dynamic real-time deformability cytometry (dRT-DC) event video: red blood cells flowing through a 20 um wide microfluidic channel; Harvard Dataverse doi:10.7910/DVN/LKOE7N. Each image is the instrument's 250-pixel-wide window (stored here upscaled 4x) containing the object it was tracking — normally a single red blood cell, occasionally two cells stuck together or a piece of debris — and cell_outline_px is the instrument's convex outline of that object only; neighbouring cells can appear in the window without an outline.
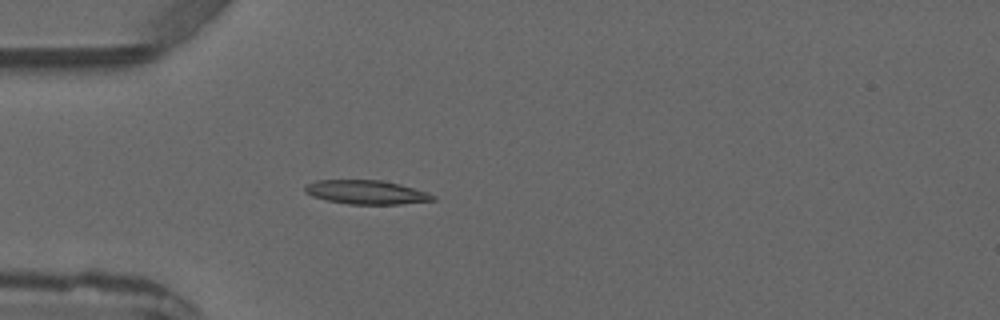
{"species": "common noctule bat (a hibernating species)", "species_latin": "Nyctalus noctula", "temperature_condition": "warm", "stored_images_in_passage": 1, "camera_frame_rate_fps": 3000, "um_per_image_px": 0.085, "animal": {"sex": "male", "forearm_length_mm": 52.5}, "frame": {"image": 1, "passage_image": 1, "time_ms": 0.0, "image_size_px": [1000, 320], "cell_outline_px": [[436, 200], [400, 204], [348, 204], [328, 200], [312, 196], [304, 192], [304, 188], [308, 184], [316, 180], [380, 180], [400, 184], [428, 192], [436, 196]], "centroid_in_image_um": [31.16, 16.34], "position_along_channel_um": 53.8, "area_um2": 17.8}}